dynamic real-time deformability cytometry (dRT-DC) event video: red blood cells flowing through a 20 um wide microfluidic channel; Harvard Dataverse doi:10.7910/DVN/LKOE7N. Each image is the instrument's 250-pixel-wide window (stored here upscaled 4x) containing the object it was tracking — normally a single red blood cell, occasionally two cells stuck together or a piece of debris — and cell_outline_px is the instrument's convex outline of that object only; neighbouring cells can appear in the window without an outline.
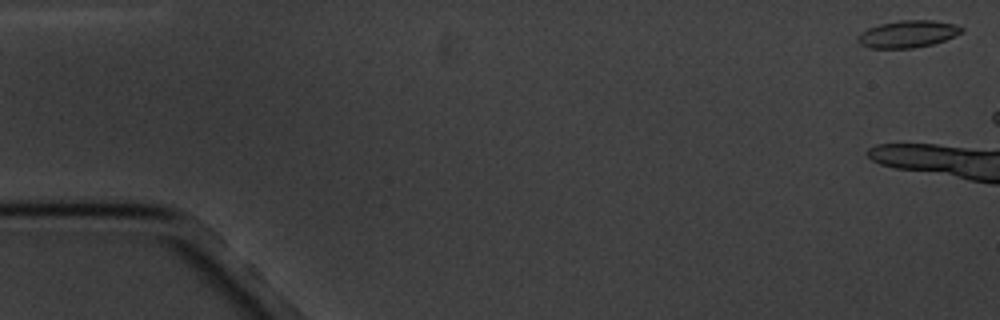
{"species": "common noctule bat (a hibernating species)", "species_latin": "Nyctalus noctula", "temperature_condition": "cold", "stored_images_in_passage": 4, "camera_frame_rate_fps": 3000, "um_per_image_px": 0.085, "animal": {"sex": "male", "body_mass_g": 20.1, "forearm_length_mm": 53.5}, "frame": {"image": 1, "passage_image": 1, "time_ms": 0.0, "image_size_px": [1000, 320], "cell_outline_px": [[964, 32], [944, 40], [932, 44], [912, 48], [868, 48], [860, 44], [856, 40], [856, 36], [860, 32], [868, 28], [880, 24], [900, 20], [932, 20], [956, 24], [964, 28]], "centroid_in_image_um": [77.14, 2.89], "position_along_channel_um": 7.9, "area_um2": 16.53}}